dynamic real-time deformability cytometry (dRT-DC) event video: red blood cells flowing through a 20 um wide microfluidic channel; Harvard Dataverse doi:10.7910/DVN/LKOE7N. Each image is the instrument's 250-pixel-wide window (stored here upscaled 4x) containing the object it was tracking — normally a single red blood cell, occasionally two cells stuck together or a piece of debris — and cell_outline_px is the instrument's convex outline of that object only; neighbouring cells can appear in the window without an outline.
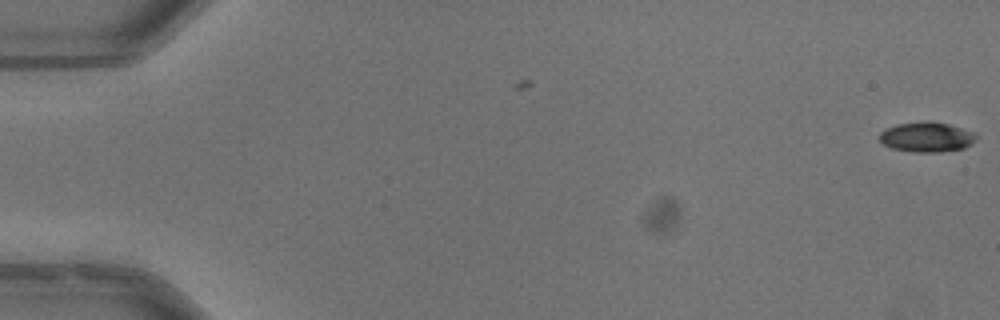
{"species": "common noctule bat (a hibernating species)", "species_latin": "Nyctalus noctula", "temperature_condition": "warm", "stored_images_in_passage": 4, "camera_frame_rate_fps": 3000, "um_per_image_px": 0.085, "animal": {"sex": "male", "body_mass_g": 13.3}, "frame": {"image": 1, "passage_image": 4, "time_ms": 1.0, "image_size_px": [1000, 320], "cell_outline_px": [[976, 136], [964, 148], [940, 152], [912, 152], [892, 148], [884, 144], [880, 140], [880, 132], [884, 128], [896, 124], [924, 120], [948, 124], [972, 132]], "centroid_in_image_um": [78.68, 11.63], "position_along_channel_um": 6.3, "area_um2": 16.7}}